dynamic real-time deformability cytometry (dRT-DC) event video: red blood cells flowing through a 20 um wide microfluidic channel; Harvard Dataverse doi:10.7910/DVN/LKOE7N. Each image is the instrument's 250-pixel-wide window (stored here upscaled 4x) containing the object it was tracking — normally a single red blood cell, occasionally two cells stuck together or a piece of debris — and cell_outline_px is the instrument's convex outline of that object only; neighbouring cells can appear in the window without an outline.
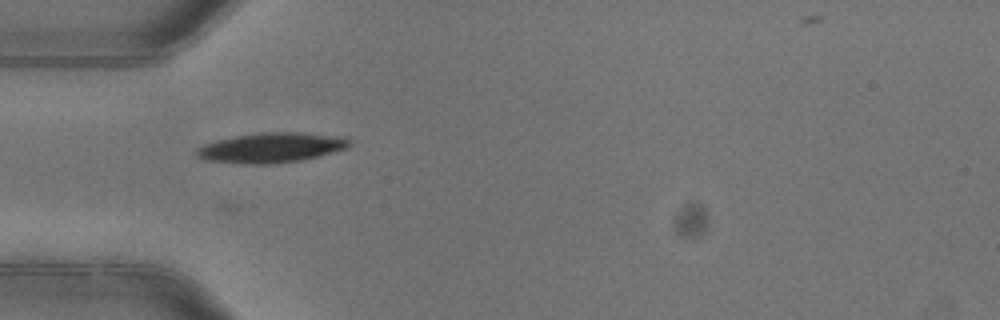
{"species": "common noctule bat (a hibernating species)", "species_latin": "Nyctalus noctula", "temperature_condition": "warm", "stored_images_in_passage": 4, "camera_frame_rate_fps": 3000, "um_per_image_px": 0.085, "animal": {"sex": "female"}, "frame": {"image": 1, "passage_image": 1, "time_ms": 0.0, "image_size_px": [1000, 320], "cell_outline_px": [[352, 144], [348, 148], [320, 156], [300, 160], [272, 164], [244, 164], [204, 160], [196, 156], [196, 148], [204, 144], [216, 140], [232, 136], [260, 132], [304, 132], [348, 136], [352, 140]], "centroid_in_image_um": [23.12, 12.54], "position_along_channel_um": 61.9, "area_um2": 27.34}}